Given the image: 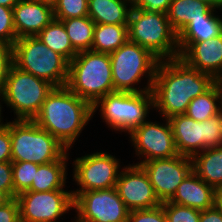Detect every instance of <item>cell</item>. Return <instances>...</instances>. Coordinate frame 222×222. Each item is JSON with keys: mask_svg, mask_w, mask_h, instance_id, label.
<instances>
[{"mask_svg": "<svg viewBox=\"0 0 222 222\" xmlns=\"http://www.w3.org/2000/svg\"><path fill=\"white\" fill-rule=\"evenodd\" d=\"M37 169L38 164L33 162H12L14 198L20 193L30 189Z\"/></svg>", "mask_w": 222, "mask_h": 222, "instance_id": "cell-29", "label": "cell"}, {"mask_svg": "<svg viewBox=\"0 0 222 222\" xmlns=\"http://www.w3.org/2000/svg\"><path fill=\"white\" fill-rule=\"evenodd\" d=\"M215 11L203 1L172 0L167 18L178 35L192 20L203 19V15H212Z\"/></svg>", "mask_w": 222, "mask_h": 222, "instance_id": "cell-22", "label": "cell"}, {"mask_svg": "<svg viewBox=\"0 0 222 222\" xmlns=\"http://www.w3.org/2000/svg\"><path fill=\"white\" fill-rule=\"evenodd\" d=\"M92 118V105L61 86L48 93L33 121L70 150Z\"/></svg>", "mask_w": 222, "mask_h": 222, "instance_id": "cell-2", "label": "cell"}, {"mask_svg": "<svg viewBox=\"0 0 222 222\" xmlns=\"http://www.w3.org/2000/svg\"><path fill=\"white\" fill-rule=\"evenodd\" d=\"M167 222H199L201 211L170 201L162 203Z\"/></svg>", "mask_w": 222, "mask_h": 222, "instance_id": "cell-32", "label": "cell"}, {"mask_svg": "<svg viewBox=\"0 0 222 222\" xmlns=\"http://www.w3.org/2000/svg\"><path fill=\"white\" fill-rule=\"evenodd\" d=\"M129 211L161 205L147 173L137 164H128L119 173L115 187Z\"/></svg>", "mask_w": 222, "mask_h": 222, "instance_id": "cell-15", "label": "cell"}, {"mask_svg": "<svg viewBox=\"0 0 222 222\" xmlns=\"http://www.w3.org/2000/svg\"><path fill=\"white\" fill-rule=\"evenodd\" d=\"M12 9L17 38L37 36L55 18L53 6L37 0H20Z\"/></svg>", "mask_w": 222, "mask_h": 222, "instance_id": "cell-17", "label": "cell"}, {"mask_svg": "<svg viewBox=\"0 0 222 222\" xmlns=\"http://www.w3.org/2000/svg\"><path fill=\"white\" fill-rule=\"evenodd\" d=\"M20 0H0L3 7L13 8Z\"/></svg>", "mask_w": 222, "mask_h": 222, "instance_id": "cell-43", "label": "cell"}, {"mask_svg": "<svg viewBox=\"0 0 222 222\" xmlns=\"http://www.w3.org/2000/svg\"><path fill=\"white\" fill-rule=\"evenodd\" d=\"M93 116L99 109L100 117L115 133L129 134L147 121L150 110H154L152 91H114L100 98L93 106Z\"/></svg>", "mask_w": 222, "mask_h": 222, "instance_id": "cell-5", "label": "cell"}, {"mask_svg": "<svg viewBox=\"0 0 222 222\" xmlns=\"http://www.w3.org/2000/svg\"><path fill=\"white\" fill-rule=\"evenodd\" d=\"M131 9L129 0H88V17L95 24L128 25Z\"/></svg>", "mask_w": 222, "mask_h": 222, "instance_id": "cell-21", "label": "cell"}, {"mask_svg": "<svg viewBox=\"0 0 222 222\" xmlns=\"http://www.w3.org/2000/svg\"><path fill=\"white\" fill-rule=\"evenodd\" d=\"M174 136L175 147L179 155L193 158L204 150L202 122L185 114L168 118Z\"/></svg>", "mask_w": 222, "mask_h": 222, "instance_id": "cell-19", "label": "cell"}, {"mask_svg": "<svg viewBox=\"0 0 222 222\" xmlns=\"http://www.w3.org/2000/svg\"><path fill=\"white\" fill-rule=\"evenodd\" d=\"M1 122L10 130L11 161L46 164L59 160L68 149L33 120Z\"/></svg>", "mask_w": 222, "mask_h": 222, "instance_id": "cell-4", "label": "cell"}, {"mask_svg": "<svg viewBox=\"0 0 222 222\" xmlns=\"http://www.w3.org/2000/svg\"><path fill=\"white\" fill-rule=\"evenodd\" d=\"M139 165L147 173L155 194L161 203L172 199L178 186L193 170L192 158L182 155L153 159Z\"/></svg>", "mask_w": 222, "mask_h": 222, "instance_id": "cell-14", "label": "cell"}, {"mask_svg": "<svg viewBox=\"0 0 222 222\" xmlns=\"http://www.w3.org/2000/svg\"><path fill=\"white\" fill-rule=\"evenodd\" d=\"M128 41V25L96 24L91 50L112 53Z\"/></svg>", "mask_w": 222, "mask_h": 222, "instance_id": "cell-24", "label": "cell"}, {"mask_svg": "<svg viewBox=\"0 0 222 222\" xmlns=\"http://www.w3.org/2000/svg\"><path fill=\"white\" fill-rule=\"evenodd\" d=\"M55 19L88 16V0H56L53 5Z\"/></svg>", "mask_w": 222, "mask_h": 222, "instance_id": "cell-30", "label": "cell"}, {"mask_svg": "<svg viewBox=\"0 0 222 222\" xmlns=\"http://www.w3.org/2000/svg\"><path fill=\"white\" fill-rule=\"evenodd\" d=\"M120 159L108 152H93L73 160V181L77 189L72 190L75 198L79 193L116 187L122 165ZM79 186V188H78Z\"/></svg>", "mask_w": 222, "mask_h": 222, "instance_id": "cell-10", "label": "cell"}, {"mask_svg": "<svg viewBox=\"0 0 222 222\" xmlns=\"http://www.w3.org/2000/svg\"><path fill=\"white\" fill-rule=\"evenodd\" d=\"M65 86L92 106L114 92L110 54L92 50L79 52L69 62Z\"/></svg>", "mask_w": 222, "mask_h": 222, "instance_id": "cell-3", "label": "cell"}, {"mask_svg": "<svg viewBox=\"0 0 222 222\" xmlns=\"http://www.w3.org/2000/svg\"><path fill=\"white\" fill-rule=\"evenodd\" d=\"M54 88L48 81L11 65L5 86L0 93V117L2 104L14 113V120H33L40 112L48 93ZM3 102V103H2ZM16 116V118H15Z\"/></svg>", "mask_w": 222, "mask_h": 222, "instance_id": "cell-8", "label": "cell"}, {"mask_svg": "<svg viewBox=\"0 0 222 222\" xmlns=\"http://www.w3.org/2000/svg\"><path fill=\"white\" fill-rule=\"evenodd\" d=\"M172 0H134L132 8L153 13H167Z\"/></svg>", "mask_w": 222, "mask_h": 222, "instance_id": "cell-37", "label": "cell"}, {"mask_svg": "<svg viewBox=\"0 0 222 222\" xmlns=\"http://www.w3.org/2000/svg\"><path fill=\"white\" fill-rule=\"evenodd\" d=\"M0 190L3 191L10 199L14 198L12 161L0 162Z\"/></svg>", "mask_w": 222, "mask_h": 222, "instance_id": "cell-36", "label": "cell"}, {"mask_svg": "<svg viewBox=\"0 0 222 222\" xmlns=\"http://www.w3.org/2000/svg\"><path fill=\"white\" fill-rule=\"evenodd\" d=\"M0 222H20L19 205L16 198H12L0 206Z\"/></svg>", "mask_w": 222, "mask_h": 222, "instance_id": "cell-38", "label": "cell"}, {"mask_svg": "<svg viewBox=\"0 0 222 222\" xmlns=\"http://www.w3.org/2000/svg\"><path fill=\"white\" fill-rule=\"evenodd\" d=\"M215 11L203 15V19L192 20L179 34L178 42H200L222 34V16Z\"/></svg>", "mask_w": 222, "mask_h": 222, "instance_id": "cell-25", "label": "cell"}, {"mask_svg": "<svg viewBox=\"0 0 222 222\" xmlns=\"http://www.w3.org/2000/svg\"><path fill=\"white\" fill-rule=\"evenodd\" d=\"M69 150L57 161L38 164L33 182L28 191L48 192L52 190H65Z\"/></svg>", "mask_w": 222, "mask_h": 222, "instance_id": "cell-20", "label": "cell"}, {"mask_svg": "<svg viewBox=\"0 0 222 222\" xmlns=\"http://www.w3.org/2000/svg\"><path fill=\"white\" fill-rule=\"evenodd\" d=\"M193 171L215 190L222 188V146L201 151L193 158Z\"/></svg>", "mask_w": 222, "mask_h": 222, "instance_id": "cell-23", "label": "cell"}, {"mask_svg": "<svg viewBox=\"0 0 222 222\" xmlns=\"http://www.w3.org/2000/svg\"><path fill=\"white\" fill-rule=\"evenodd\" d=\"M37 1H40V2H43V3H47L49 5H54L56 0H37Z\"/></svg>", "mask_w": 222, "mask_h": 222, "instance_id": "cell-46", "label": "cell"}, {"mask_svg": "<svg viewBox=\"0 0 222 222\" xmlns=\"http://www.w3.org/2000/svg\"><path fill=\"white\" fill-rule=\"evenodd\" d=\"M37 37L51 50L62 55L70 62L78 53L73 49L71 41L61 20L53 19Z\"/></svg>", "mask_w": 222, "mask_h": 222, "instance_id": "cell-27", "label": "cell"}, {"mask_svg": "<svg viewBox=\"0 0 222 222\" xmlns=\"http://www.w3.org/2000/svg\"><path fill=\"white\" fill-rule=\"evenodd\" d=\"M13 64V46L0 41V93L2 92L8 76L9 69Z\"/></svg>", "mask_w": 222, "mask_h": 222, "instance_id": "cell-35", "label": "cell"}, {"mask_svg": "<svg viewBox=\"0 0 222 222\" xmlns=\"http://www.w3.org/2000/svg\"><path fill=\"white\" fill-rule=\"evenodd\" d=\"M214 83L210 74L191 68L180 58L159 61L151 90L154 110L167 119L185 114L189 103Z\"/></svg>", "mask_w": 222, "mask_h": 222, "instance_id": "cell-1", "label": "cell"}, {"mask_svg": "<svg viewBox=\"0 0 222 222\" xmlns=\"http://www.w3.org/2000/svg\"><path fill=\"white\" fill-rule=\"evenodd\" d=\"M74 210V222H128L130 212L115 187L79 193Z\"/></svg>", "mask_w": 222, "mask_h": 222, "instance_id": "cell-12", "label": "cell"}, {"mask_svg": "<svg viewBox=\"0 0 222 222\" xmlns=\"http://www.w3.org/2000/svg\"><path fill=\"white\" fill-rule=\"evenodd\" d=\"M110 59L115 91L144 92L152 90L156 68L160 60L149 50L128 40L110 53ZM145 77L147 83H144L145 87L142 85L143 88H141V81ZM138 85L139 87H136Z\"/></svg>", "mask_w": 222, "mask_h": 222, "instance_id": "cell-6", "label": "cell"}, {"mask_svg": "<svg viewBox=\"0 0 222 222\" xmlns=\"http://www.w3.org/2000/svg\"><path fill=\"white\" fill-rule=\"evenodd\" d=\"M17 39L14 26L13 9L0 5V41L13 46Z\"/></svg>", "mask_w": 222, "mask_h": 222, "instance_id": "cell-33", "label": "cell"}, {"mask_svg": "<svg viewBox=\"0 0 222 222\" xmlns=\"http://www.w3.org/2000/svg\"><path fill=\"white\" fill-rule=\"evenodd\" d=\"M11 161L10 130L0 121V162Z\"/></svg>", "mask_w": 222, "mask_h": 222, "instance_id": "cell-39", "label": "cell"}, {"mask_svg": "<svg viewBox=\"0 0 222 222\" xmlns=\"http://www.w3.org/2000/svg\"><path fill=\"white\" fill-rule=\"evenodd\" d=\"M13 64L19 69L44 79L54 87L65 86L69 62L51 50L37 36L18 38L13 44Z\"/></svg>", "mask_w": 222, "mask_h": 222, "instance_id": "cell-9", "label": "cell"}, {"mask_svg": "<svg viewBox=\"0 0 222 222\" xmlns=\"http://www.w3.org/2000/svg\"><path fill=\"white\" fill-rule=\"evenodd\" d=\"M215 83L217 84L220 94H221V98H222V74H220L216 79H215Z\"/></svg>", "mask_w": 222, "mask_h": 222, "instance_id": "cell-45", "label": "cell"}, {"mask_svg": "<svg viewBox=\"0 0 222 222\" xmlns=\"http://www.w3.org/2000/svg\"><path fill=\"white\" fill-rule=\"evenodd\" d=\"M204 150L222 146V110L210 119L202 121Z\"/></svg>", "mask_w": 222, "mask_h": 222, "instance_id": "cell-31", "label": "cell"}, {"mask_svg": "<svg viewBox=\"0 0 222 222\" xmlns=\"http://www.w3.org/2000/svg\"><path fill=\"white\" fill-rule=\"evenodd\" d=\"M128 40L149 50L160 61L180 57L178 35L167 13L132 8L128 22Z\"/></svg>", "mask_w": 222, "mask_h": 222, "instance_id": "cell-7", "label": "cell"}, {"mask_svg": "<svg viewBox=\"0 0 222 222\" xmlns=\"http://www.w3.org/2000/svg\"><path fill=\"white\" fill-rule=\"evenodd\" d=\"M199 222H222L220 211L213 206L212 208L201 211Z\"/></svg>", "mask_w": 222, "mask_h": 222, "instance_id": "cell-40", "label": "cell"}, {"mask_svg": "<svg viewBox=\"0 0 222 222\" xmlns=\"http://www.w3.org/2000/svg\"><path fill=\"white\" fill-rule=\"evenodd\" d=\"M215 195L216 190L192 170L178 186L170 202L203 211L215 206Z\"/></svg>", "mask_w": 222, "mask_h": 222, "instance_id": "cell-18", "label": "cell"}, {"mask_svg": "<svg viewBox=\"0 0 222 222\" xmlns=\"http://www.w3.org/2000/svg\"><path fill=\"white\" fill-rule=\"evenodd\" d=\"M203 1L216 10L222 11V0H198Z\"/></svg>", "mask_w": 222, "mask_h": 222, "instance_id": "cell-42", "label": "cell"}, {"mask_svg": "<svg viewBox=\"0 0 222 222\" xmlns=\"http://www.w3.org/2000/svg\"><path fill=\"white\" fill-rule=\"evenodd\" d=\"M161 118L164 123L152 122L149 119L128 134L130 143L134 146L135 157H139L138 160L141 158L139 162L133 164L139 165L149 160L179 155L170 122L167 118Z\"/></svg>", "mask_w": 222, "mask_h": 222, "instance_id": "cell-13", "label": "cell"}, {"mask_svg": "<svg viewBox=\"0 0 222 222\" xmlns=\"http://www.w3.org/2000/svg\"><path fill=\"white\" fill-rule=\"evenodd\" d=\"M9 200L10 198L3 191L0 190V206L4 205Z\"/></svg>", "mask_w": 222, "mask_h": 222, "instance_id": "cell-44", "label": "cell"}, {"mask_svg": "<svg viewBox=\"0 0 222 222\" xmlns=\"http://www.w3.org/2000/svg\"><path fill=\"white\" fill-rule=\"evenodd\" d=\"M221 110V94L217 84L214 83L207 91L197 96L189 103L185 115L195 121L202 122L210 119Z\"/></svg>", "mask_w": 222, "mask_h": 222, "instance_id": "cell-26", "label": "cell"}, {"mask_svg": "<svg viewBox=\"0 0 222 222\" xmlns=\"http://www.w3.org/2000/svg\"><path fill=\"white\" fill-rule=\"evenodd\" d=\"M16 199L20 222H60L64 214L74 210L72 190L25 191Z\"/></svg>", "mask_w": 222, "mask_h": 222, "instance_id": "cell-11", "label": "cell"}, {"mask_svg": "<svg viewBox=\"0 0 222 222\" xmlns=\"http://www.w3.org/2000/svg\"><path fill=\"white\" fill-rule=\"evenodd\" d=\"M128 222H167V220L161 204L151 209L130 211Z\"/></svg>", "mask_w": 222, "mask_h": 222, "instance_id": "cell-34", "label": "cell"}, {"mask_svg": "<svg viewBox=\"0 0 222 222\" xmlns=\"http://www.w3.org/2000/svg\"><path fill=\"white\" fill-rule=\"evenodd\" d=\"M180 59L216 79L222 74V34L200 42H178Z\"/></svg>", "mask_w": 222, "mask_h": 222, "instance_id": "cell-16", "label": "cell"}, {"mask_svg": "<svg viewBox=\"0 0 222 222\" xmlns=\"http://www.w3.org/2000/svg\"><path fill=\"white\" fill-rule=\"evenodd\" d=\"M61 20L73 49L79 53L91 50L95 23L88 17H75Z\"/></svg>", "mask_w": 222, "mask_h": 222, "instance_id": "cell-28", "label": "cell"}, {"mask_svg": "<svg viewBox=\"0 0 222 222\" xmlns=\"http://www.w3.org/2000/svg\"><path fill=\"white\" fill-rule=\"evenodd\" d=\"M215 207L220 211L222 215V188L216 190Z\"/></svg>", "mask_w": 222, "mask_h": 222, "instance_id": "cell-41", "label": "cell"}]
</instances>
